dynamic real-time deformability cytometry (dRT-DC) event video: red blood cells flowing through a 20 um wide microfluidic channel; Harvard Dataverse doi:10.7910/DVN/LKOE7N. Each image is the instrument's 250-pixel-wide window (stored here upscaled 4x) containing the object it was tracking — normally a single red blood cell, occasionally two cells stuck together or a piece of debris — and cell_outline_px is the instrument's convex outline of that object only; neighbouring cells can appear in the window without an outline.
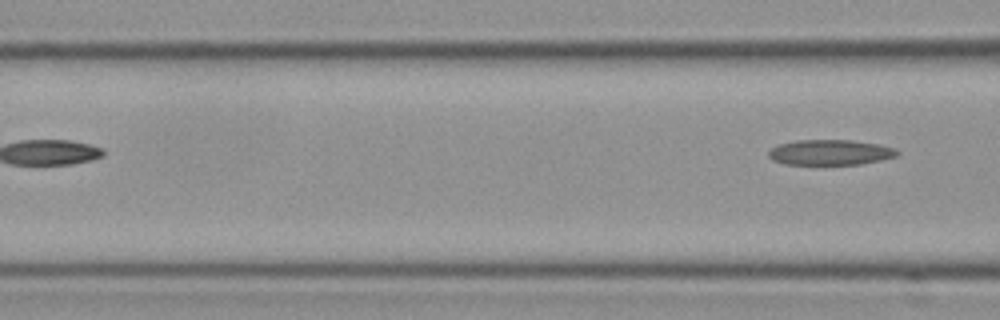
{"species": "Egyptian fruit bat (a non-hibernating species)", "species_latin": "Rousettus aegyptiacus", "temperature_condition": "cold", "stored_images_in_passage": 7, "camera_frame_rate_fps": 3000, "um_per_image_px": 0.085, "frame": {"image": 1, "passage_image": 7, "time_ms": 2.0, "image_size_px": [1000, 320], "cell_outline_px": [[900, 152], [896, 156], [880, 160], [860, 164], [784, 164], [772, 160], [768, 156], [768, 152], [776, 144], [796, 140], [852, 140], [880, 144], [896, 148]], "centroid_in_image_um": [70.56, 12.94], "position_along_channel_um": 96.0, "area_um2": 19.13}}